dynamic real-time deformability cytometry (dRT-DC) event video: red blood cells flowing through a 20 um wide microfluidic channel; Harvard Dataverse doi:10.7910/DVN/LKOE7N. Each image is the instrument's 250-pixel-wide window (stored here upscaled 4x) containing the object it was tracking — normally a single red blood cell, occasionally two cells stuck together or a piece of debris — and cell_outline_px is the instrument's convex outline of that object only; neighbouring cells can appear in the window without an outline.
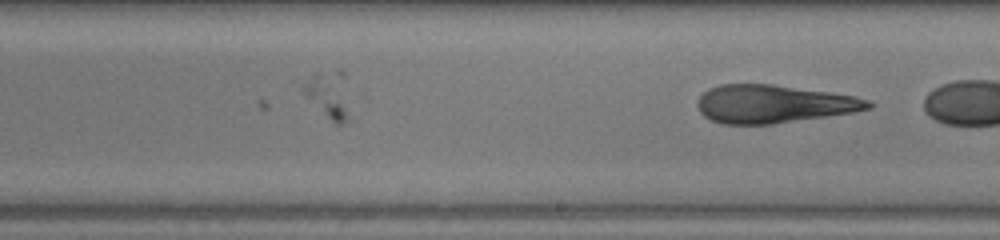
{"species": "human", "species_latin": "Homo sapiens", "temperature_condition": "warm", "stored_images_in_passage": 10, "camera_frame_rate_fps": 3000, "um_per_image_px": 0.085, "donor": {"sex": "female"}, "frame": {"image": 1, "passage_image": 10, "time_ms": 3.0, "image_size_px": [1000, 240], "cell_outline_px": [[872, 108], [852, 112], [772, 124], [720, 124], [704, 116], [700, 112], [696, 104], [700, 96], [708, 88], [720, 84], [772, 84], [856, 96], [868, 100], [872, 104]], "centroid_in_image_um": [65.71, 8.83], "position_along_channel_um": 223.3, "area_um2": 37.69}}